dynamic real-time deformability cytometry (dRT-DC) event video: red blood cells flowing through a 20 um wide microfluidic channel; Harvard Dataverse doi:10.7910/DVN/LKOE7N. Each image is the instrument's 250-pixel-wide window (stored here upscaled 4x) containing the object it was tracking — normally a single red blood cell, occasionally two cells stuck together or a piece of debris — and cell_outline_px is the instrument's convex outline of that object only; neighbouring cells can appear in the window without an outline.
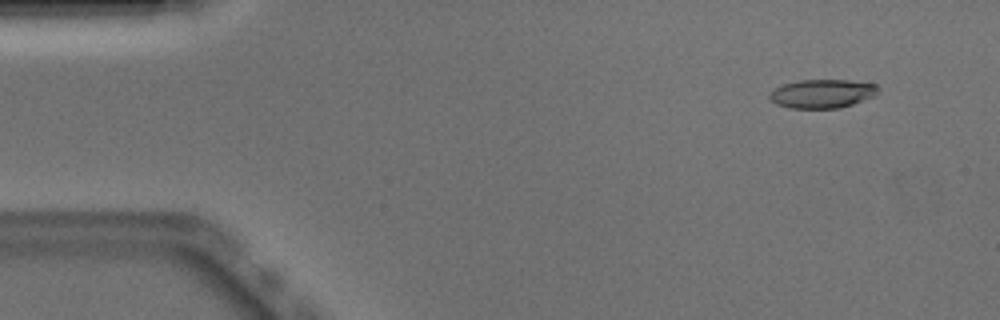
{"species": "Egyptian fruit bat (a non-hibernating species)", "species_latin": "Rousettus aegyptiacus", "temperature_condition": "warm", "stored_images_in_passage": 51, "camera_frame_rate_fps": 3000, "um_per_image_px": 0.085, "animal": {"sex": "male"}, "frame": {"image": 1, "passage_image": 4, "time_ms": 1.0, "image_size_px": [1000, 320], "cell_outline_px": [[880, 88], [876, 96], [840, 108], [788, 108], [776, 104], [768, 96], [776, 88], [784, 84], [800, 80], [848, 80], [876, 84]], "centroid_in_image_um": [69.94, 7.96], "position_along_channel_um": 15.1, "area_um2": 18.15}}
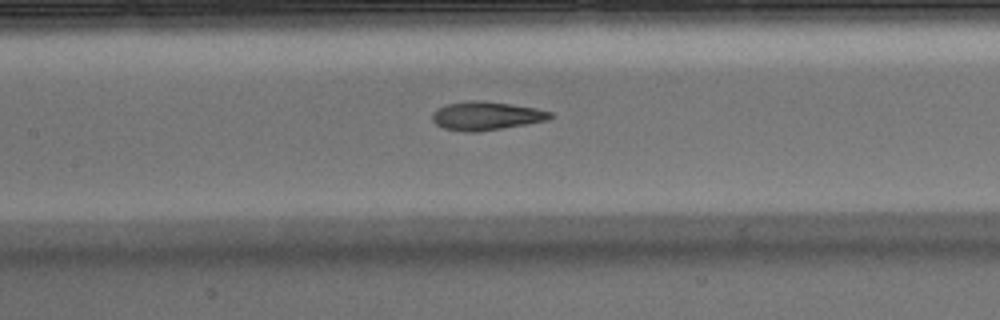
{"frame": {"image": 2, "passage_image": 23, "time_ms": 7.333, "image_size_px": [1000, 320], "cell_outline_px": [[552, 116], [548, 120], [528, 124], [504, 128], [476, 132], [464, 132], [444, 128], [436, 124], [432, 120], [432, 112], [436, 108], [444, 104], [472, 100], [480, 100], [512, 104], [536, 108], [552, 112]], "centroid_in_image_um": [41.3, 9.84], "position_along_channel_um": 166.1, "area_um2": 19.83}}
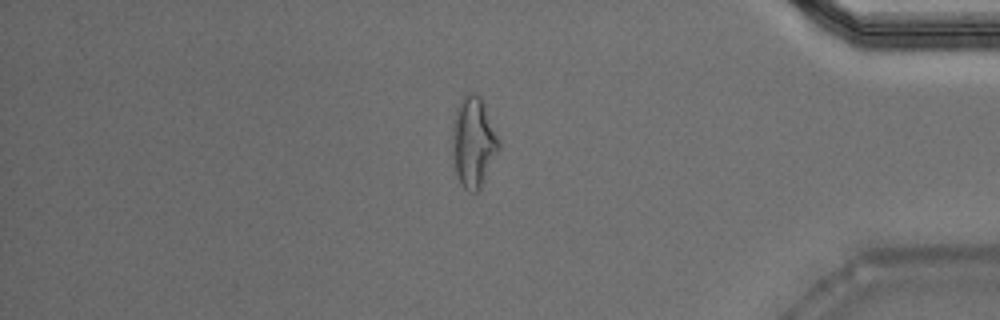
{"frame": {"image": 3, "passage_image": 43, "time_ms": 14.0, "image_size_px": [1000, 320], "cell_outline_px": [[500, 148], [480, 188], [476, 192], [468, 192], [460, 184], [456, 172], [452, 152], [452, 120], [456, 108], [464, 96], [468, 92], [476, 92], [480, 96], [500, 140]], "centroid_in_image_um": [40.23, 12.07], "position_along_channel_um": 395.0, "area_um2": 24.57}, "authors_computed_cell_mechanics": {"area_um2": 19.5364, "velocity_mm_per_s": 3.9099, "shape_relaxation_time_tau1_ms": 7.8724, "shape_relaxation_time_tau2_ms": 2.2844, "deformation_change_tau1": 0.2637, "deformation_change_tau2": 0.1136}}